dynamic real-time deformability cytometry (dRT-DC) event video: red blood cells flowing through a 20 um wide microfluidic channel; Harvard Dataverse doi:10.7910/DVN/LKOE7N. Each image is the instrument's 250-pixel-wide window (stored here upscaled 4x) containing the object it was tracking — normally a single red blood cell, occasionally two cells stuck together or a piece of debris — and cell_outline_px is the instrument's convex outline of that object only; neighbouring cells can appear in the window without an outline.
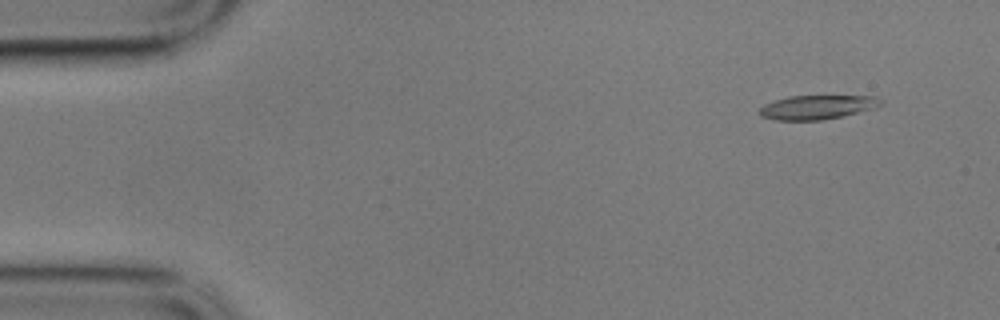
{"species": "common noctule bat (a hibernating species)", "species_latin": "Nyctalus noctula", "temperature_condition": "cold", "stored_images_in_passage": 15, "camera_frame_rate_fps": 3000, "um_per_image_px": 0.085, "animal": {"sex": "male", "body_mass_g": 17.9}, "frame": {"image": 1, "passage_image": 2, "time_ms": 0.333, "image_size_px": [1000, 320], "cell_outline_px": [[884, 104], [876, 108], [844, 116], [820, 120], [776, 120], [760, 116], [756, 112], [764, 104], [788, 96], [876, 96], [884, 100]], "centroid_in_image_um": [69.5, 9.11], "position_along_channel_um": 15.5, "area_um2": 17.28}}
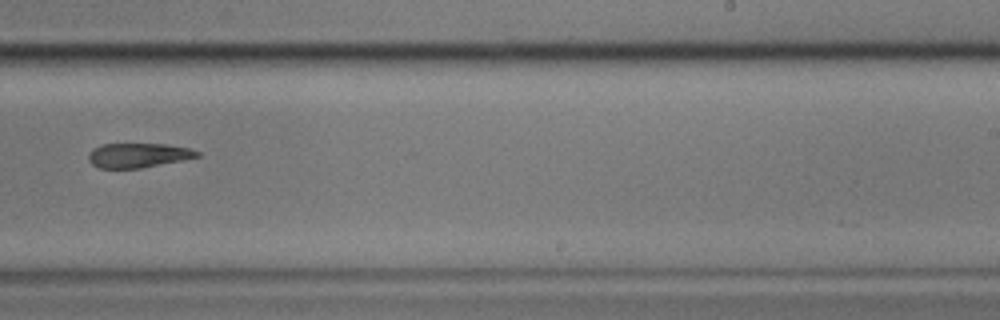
{"frame": {"image": 2, "passage_image": 10, "time_ms": 3.0, "image_size_px": [1000, 320], "cell_outline_px": [[200, 156], [140, 168], [100, 168], [92, 164], [88, 160], [88, 156], [92, 148], [100, 144], [164, 144], [188, 148], [200, 152]], "centroid_in_image_um": [11.69, 13.19], "position_along_channel_um": 277.3, "area_um2": 15.32}}
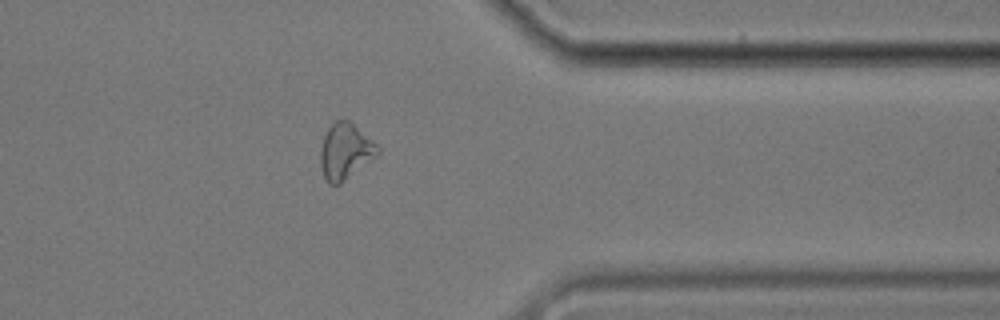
{"frame": {"image": 3, "passage_image": 13, "time_ms": 4.0, "image_size_px": [1000, 320], "cell_outline_px": [[380, 156], [340, 184], [328, 184], [324, 176], [320, 164], [320, 152], [324, 136], [328, 128], [336, 120], [348, 120], [372, 140], [380, 148]], "centroid_in_image_um": [29.38, 12.9], "position_along_channel_um": 382.0, "area_um2": 18.79}}